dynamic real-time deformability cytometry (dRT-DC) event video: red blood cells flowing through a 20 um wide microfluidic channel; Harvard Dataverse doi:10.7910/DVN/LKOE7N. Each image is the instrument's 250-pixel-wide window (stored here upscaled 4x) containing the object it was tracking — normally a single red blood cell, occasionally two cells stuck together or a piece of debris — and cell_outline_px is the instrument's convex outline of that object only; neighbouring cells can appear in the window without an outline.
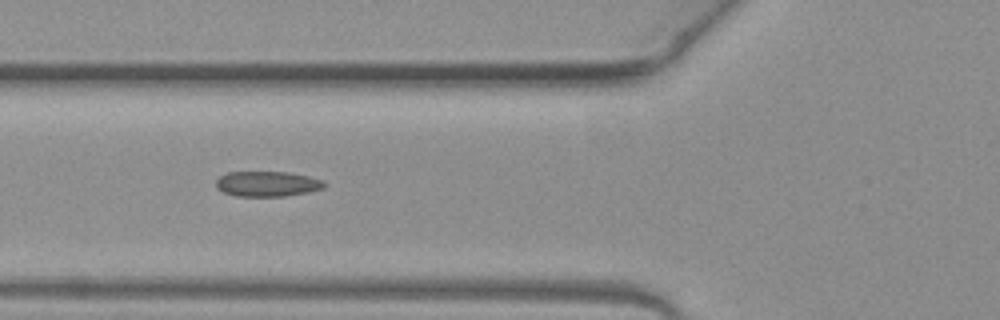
{"species": "common noctule bat (a hibernating species)", "species_latin": "Nyctalus noctula", "temperature_condition": "warm", "stored_images_in_passage": 32, "camera_frame_rate_fps": 3000, "um_per_image_px": 0.085, "animal": {"sex": "female", "body_mass_g": 19.3, "forearm_length_mm": 54.1}, "frame": {"image": 1, "passage_image": 5, "time_ms": 1.333, "image_size_px": [1000, 320], "cell_outline_px": [[328, 184], [324, 188], [308, 192], [284, 196], [236, 196], [224, 192], [216, 188], [216, 180], [220, 176], [228, 172], [288, 172], [308, 176], [324, 180]], "centroid_in_image_um": [22.74, 15.63], "position_along_channel_um": 103.1, "area_um2": 16.01}}
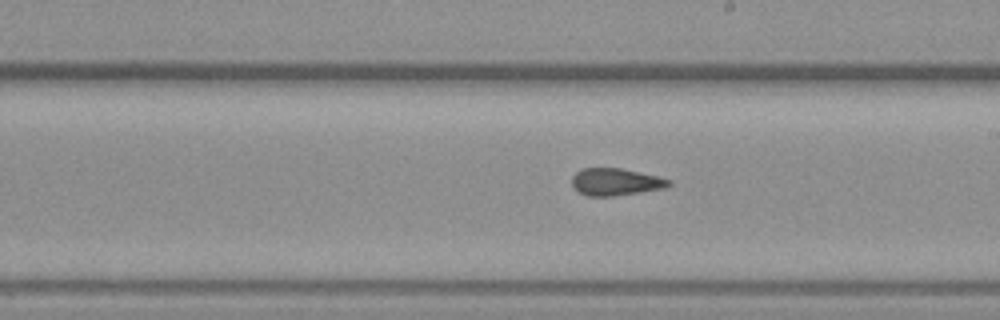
{"frame": {"image": 2, "passage_image": 15, "time_ms": 4.667, "image_size_px": [1000, 320], "cell_outline_px": [[672, 184], [664, 188], [640, 192], [612, 196], [588, 196], [576, 192], [572, 188], [572, 176], [580, 168], [620, 168], [656, 176], [672, 180]], "centroid_in_image_um": [52.27, 15.46], "position_along_channel_um": 236.7, "area_um2": 15.43}}
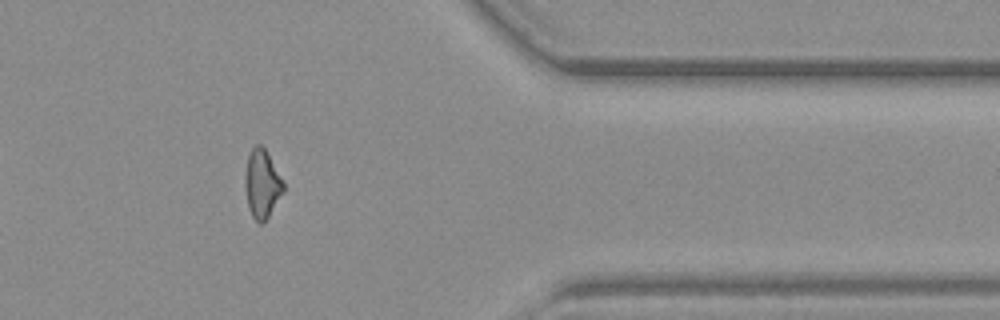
{"frame": {"image": 3, "passage_image": 28, "time_ms": 9.0, "image_size_px": [1000, 320], "cell_outline_px": [[284, 192], [268, 216], [260, 224], [252, 216], [248, 208], [244, 188], [244, 180], [248, 156], [252, 148], [256, 144], [260, 144], [264, 148], [284, 184]], "centroid_in_image_um": [22.24, 15.64], "position_along_channel_um": 389.2, "area_um2": 15.03}}